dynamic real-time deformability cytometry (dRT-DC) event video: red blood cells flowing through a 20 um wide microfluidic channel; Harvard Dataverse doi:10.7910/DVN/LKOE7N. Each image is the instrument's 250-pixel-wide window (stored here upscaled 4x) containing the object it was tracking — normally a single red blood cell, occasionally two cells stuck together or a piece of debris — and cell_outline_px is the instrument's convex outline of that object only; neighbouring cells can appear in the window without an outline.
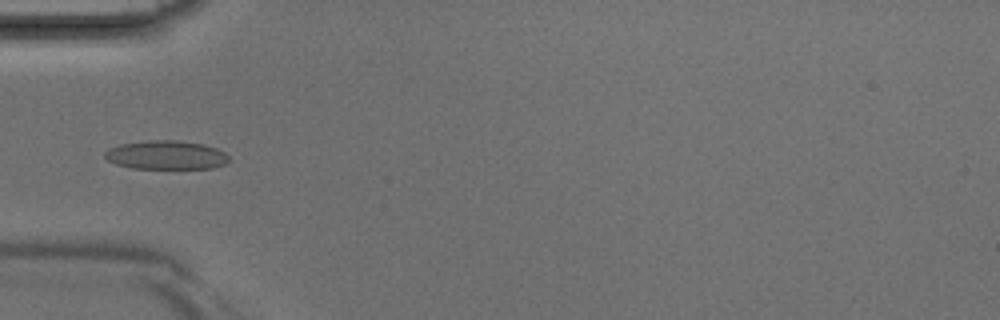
{"species": "Egyptian fruit bat (a non-hibernating species)", "species_latin": "Rousettus aegyptiacus", "temperature_condition": "room temperature", "stored_images_in_passage": 4, "camera_frame_rate_fps": 3000, "um_per_image_px": 0.085, "animal": {"sex": "male"}, "frame": {"image": 1, "passage_image": 3, "time_ms": 0.667, "image_size_px": [1000, 320], "cell_outline_px": [[228, 160], [224, 164], [212, 168], [132, 168], [116, 164], [108, 160], [104, 156], [104, 152], [108, 148], [120, 144], [148, 140], [176, 140], [204, 144], [216, 148], [224, 152], [228, 156]], "centroid_in_image_um": [14.09, 13.17], "position_along_channel_um": 70.9, "area_um2": 20.75}}